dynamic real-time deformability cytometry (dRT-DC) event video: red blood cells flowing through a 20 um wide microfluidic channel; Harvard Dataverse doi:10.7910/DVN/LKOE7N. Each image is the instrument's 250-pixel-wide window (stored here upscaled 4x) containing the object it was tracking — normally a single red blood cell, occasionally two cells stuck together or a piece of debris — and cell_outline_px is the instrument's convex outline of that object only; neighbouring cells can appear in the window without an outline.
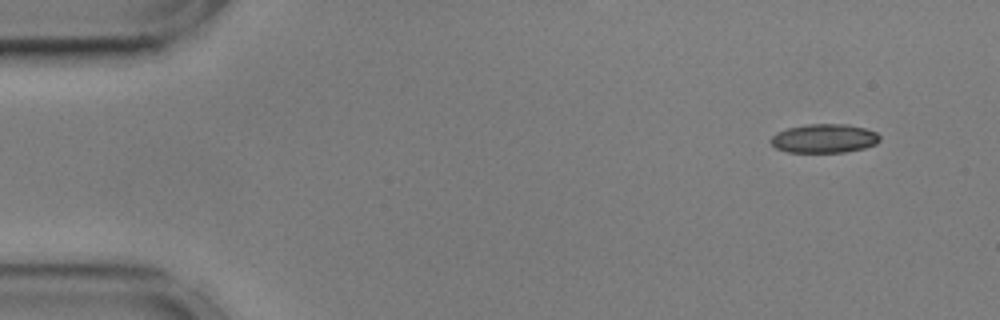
{"species": "common noctule bat (a hibernating species)", "species_latin": "Nyctalus noctula", "temperature_condition": "cold", "stored_images_in_passage": 10, "camera_frame_rate_fps": 3000, "um_per_image_px": 0.085, "animal": {"sex": "male", "body_mass_g": 17.9, "forearm_length_mm": 54.2}, "frame": {"image": 1, "passage_image": 1, "time_ms": 0.0, "image_size_px": [1000, 320], "cell_outline_px": [[880, 140], [876, 144], [864, 148], [844, 152], [788, 152], [776, 148], [768, 140], [776, 132], [788, 128], [808, 124], [848, 124], [864, 128], [876, 132], [880, 136]], "centroid_in_image_um": [70.05, 11.76], "position_along_channel_um": 15.0, "area_um2": 18.38}}